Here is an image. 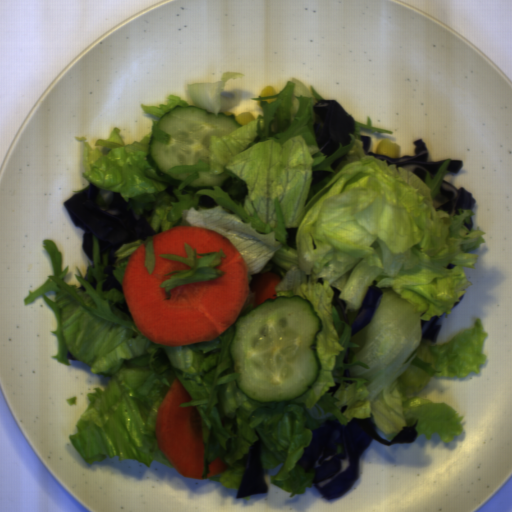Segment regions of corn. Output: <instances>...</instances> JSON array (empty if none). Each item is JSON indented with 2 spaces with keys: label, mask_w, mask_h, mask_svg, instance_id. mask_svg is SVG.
Instances as JSON below:
<instances>
[{
  "label": "corn",
  "mask_w": 512,
  "mask_h": 512,
  "mask_svg": "<svg viewBox=\"0 0 512 512\" xmlns=\"http://www.w3.org/2000/svg\"><path fill=\"white\" fill-rule=\"evenodd\" d=\"M263 101H266L270 105L272 102L277 101V98H272V99L263 100Z\"/></svg>",
  "instance_id": "corn-5"
},
{
  "label": "corn",
  "mask_w": 512,
  "mask_h": 512,
  "mask_svg": "<svg viewBox=\"0 0 512 512\" xmlns=\"http://www.w3.org/2000/svg\"><path fill=\"white\" fill-rule=\"evenodd\" d=\"M235 120L241 126H245L248 123H250L251 121L255 120V117H254L253 113H251L249 111V112H243V113L236 115Z\"/></svg>",
  "instance_id": "corn-2"
},
{
  "label": "corn",
  "mask_w": 512,
  "mask_h": 512,
  "mask_svg": "<svg viewBox=\"0 0 512 512\" xmlns=\"http://www.w3.org/2000/svg\"><path fill=\"white\" fill-rule=\"evenodd\" d=\"M400 151L399 144L391 143L386 138H383L376 146V155H383L390 159L399 158Z\"/></svg>",
  "instance_id": "corn-1"
},
{
  "label": "corn",
  "mask_w": 512,
  "mask_h": 512,
  "mask_svg": "<svg viewBox=\"0 0 512 512\" xmlns=\"http://www.w3.org/2000/svg\"><path fill=\"white\" fill-rule=\"evenodd\" d=\"M277 92L273 86H265L259 93L260 97H272L276 96Z\"/></svg>",
  "instance_id": "corn-3"
},
{
  "label": "corn",
  "mask_w": 512,
  "mask_h": 512,
  "mask_svg": "<svg viewBox=\"0 0 512 512\" xmlns=\"http://www.w3.org/2000/svg\"><path fill=\"white\" fill-rule=\"evenodd\" d=\"M220 113H224V115H226L227 117L231 116V115H233L235 117V115H236L232 111H225V110H220Z\"/></svg>",
  "instance_id": "corn-4"
}]
</instances>
